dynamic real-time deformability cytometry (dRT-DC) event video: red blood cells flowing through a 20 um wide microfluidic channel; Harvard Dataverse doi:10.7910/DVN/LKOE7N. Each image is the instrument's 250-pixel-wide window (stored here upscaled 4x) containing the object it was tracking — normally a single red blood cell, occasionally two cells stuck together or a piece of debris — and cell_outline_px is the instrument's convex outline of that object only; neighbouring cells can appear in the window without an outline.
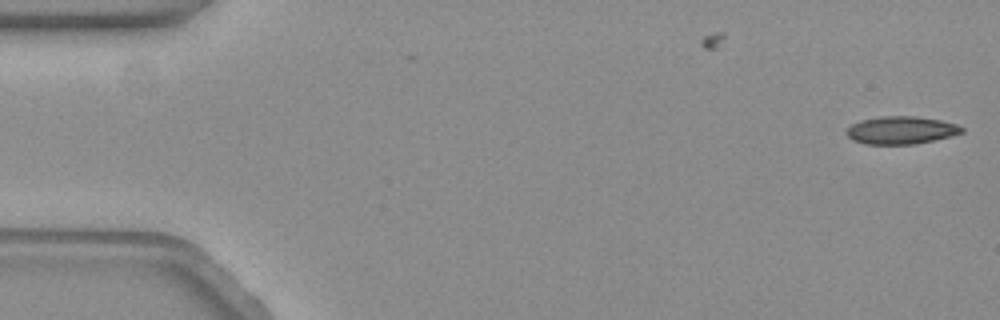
{"species": "common noctule bat (a hibernating species)", "species_latin": "Nyctalus noctula", "temperature_condition": "warm", "stored_images_in_passage": 60, "camera_frame_rate_fps": 3000, "um_per_image_px": 0.085, "animal": {"sex": "female", "body_mass_g": 19.3, "forearm_length_mm": 54.1}, "frame": {"image": 1, "passage_image": 1, "time_ms": 0.0, "image_size_px": [1000, 320], "cell_outline_px": [[964, 132], [952, 136], [916, 144], [864, 144], [852, 140], [844, 132], [852, 124], [860, 120], [884, 116], [916, 116], [940, 120], [956, 124], [964, 128]], "centroid_in_image_um": [76.59, 11.07], "position_along_channel_um": 8.4, "area_um2": 18.73}}
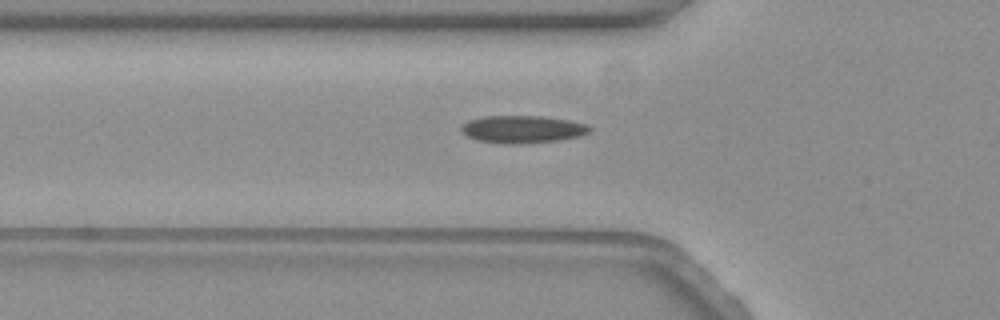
{"frame": {"image": 2, "passage_image": 20, "time_ms": 6.333, "image_size_px": [1000, 320], "cell_outline_px": [[592, 132], [580, 136], [556, 140], [520, 144], [508, 144], [476, 140], [468, 136], [460, 128], [468, 120], [484, 116], [544, 116], [568, 120], [588, 124], [592, 128]], "centroid_in_image_um": [44.46, 10.98], "position_along_channel_um": 81.3, "area_um2": 20.58}}
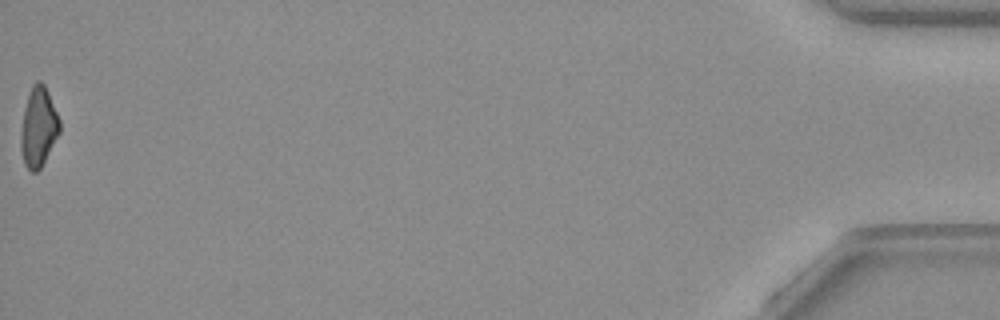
{"frame": {"image": 3, "passage_image": 60, "time_ms": 19.667, "image_size_px": [1000, 320], "cell_outline_px": [[60, 132], [40, 168], [36, 172], [32, 172], [24, 164], [20, 148], [20, 140], [24, 108], [32, 84], [36, 80], [40, 80], [44, 84], [48, 92], [60, 120]], "centroid_in_image_um": [3.26, 10.79], "position_along_channel_um": 431.9, "area_um2": 17.86}, "authors_computed_cell_mechanics": {"area_um2": 19.7098, "velocity_mm_per_s": 3.4373, "shape_relaxation_time_tau1_ms": null, "shape_relaxation_time_tau2_ms": 2.4436, "deformation_change_tau1": null, "deformation_change_tau2": 0.0782}}